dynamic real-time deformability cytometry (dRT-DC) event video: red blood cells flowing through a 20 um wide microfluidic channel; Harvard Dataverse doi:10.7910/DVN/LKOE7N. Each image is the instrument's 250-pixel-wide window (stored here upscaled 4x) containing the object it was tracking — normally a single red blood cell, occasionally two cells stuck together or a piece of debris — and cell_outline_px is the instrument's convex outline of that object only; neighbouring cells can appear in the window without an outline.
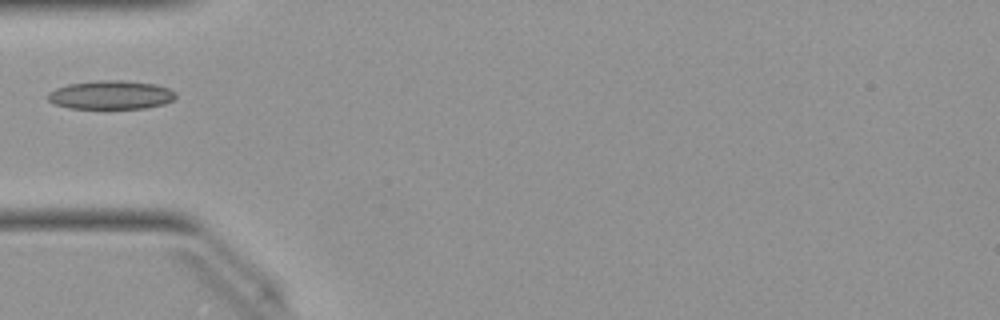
{"species": "Egyptian fruit bat (a non-hibernating species)", "species_latin": "Rousettus aegyptiacus", "temperature_condition": "warm", "stored_images_in_passage": 9, "camera_frame_rate_fps": 3000, "um_per_image_px": 0.085, "animal": {"sex": "female"}, "frame": {"image": 1, "passage_image": 1, "time_ms": 0.0, "image_size_px": [1000, 320], "cell_outline_px": [[176, 96], [172, 100], [164, 104], [148, 108], [68, 108], [52, 104], [48, 100], [48, 92], [56, 88], [68, 84], [100, 80], [124, 80], [156, 84], [168, 88], [176, 92]], "centroid_in_image_um": [9.42, 8.07], "position_along_channel_um": 75.6, "area_um2": 21.5}}